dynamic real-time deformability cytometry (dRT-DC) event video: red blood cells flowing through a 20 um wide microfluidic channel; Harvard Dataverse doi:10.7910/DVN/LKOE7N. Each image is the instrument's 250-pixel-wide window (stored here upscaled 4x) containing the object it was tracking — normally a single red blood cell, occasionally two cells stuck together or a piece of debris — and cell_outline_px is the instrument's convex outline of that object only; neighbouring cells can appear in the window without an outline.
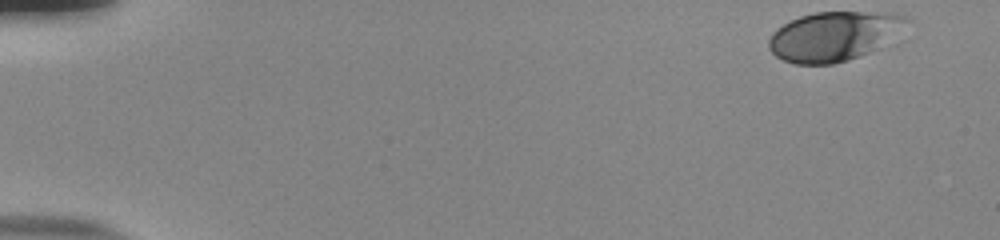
{"species": "human", "species_latin": "Homo sapiens", "temperature_condition": "room temperature", "stored_images_in_passage": 53, "camera_frame_rate_fps": 3000, "um_per_image_px": 0.085, "donor": {"sex": "male"}, "frame": {"image": 1, "passage_image": 1, "time_ms": 0.0, "image_size_px": [1000, 240], "cell_outline_px": [[912, 20], [880, 48], [860, 56], [848, 60], [832, 64], [796, 64], [784, 60], [776, 56], [768, 48], [768, 40], [772, 32], [776, 28], [800, 16], [812, 12], [896, 12], [908, 16]], "centroid_in_image_um": [70.91, 3.06], "position_along_channel_um": 14.1, "area_um2": 40.0}}
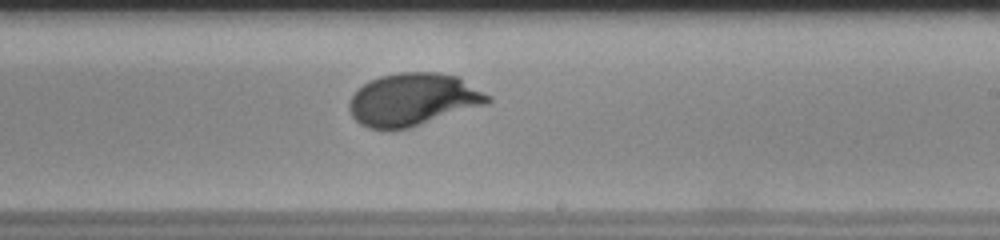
{"frame": {"image": 2, "passage_image": 32, "time_ms": 10.333, "image_size_px": [1000, 240], "cell_outline_px": [[492, 100], [488, 104], [408, 128], [368, 128], [360, 124], [352, 116], [348, 108], [348, 104], [352, 96], [364, 84], [380, 76], [400, 72], [440, 72], [460, 76], [492, 96]], "centroid_in_image_um": [35.17, 8.44], "position_along_channel_um": 253.8, "area_um2": 42.43}}
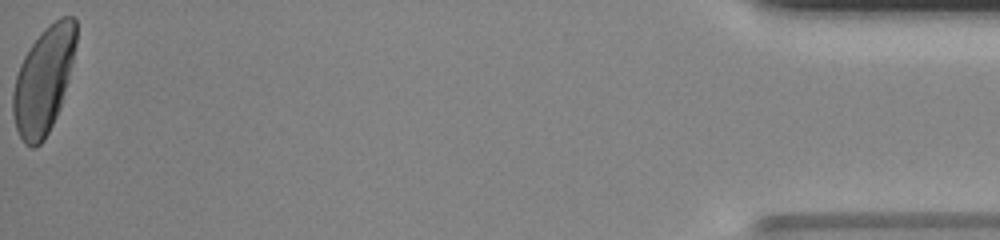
{"frame": {"image": 3, "passage_image": 53, "time_ms": 17.333, "image_size_px": [1000, 240], "cell_outline_px": [[76, 44], [68, 80], [60, 108], [44, 140], [36, 148], [32, 148], [24, 144], [16, 128], [12, 112], [12, 92], [16, 76], [20, 64], [24, 56], [32, 44], [60, 16], [72, 16], [76, 20]], "centroid_in_image_um": [3.69, 6.88], "position_along_channel_um": 431.5, "area_um2": 38.67}, "authors_computed_cell_mechanics": {"area_um2": 40.5178, "velocity_mm_per_s": 3.7719, "shape_relaxation_time_tau1_ms": 3.7635, "shape_relaxation_time_tau2_ms": null, "deformation_change_tau1": 0.1773, "deformation_change_tau2": null}}